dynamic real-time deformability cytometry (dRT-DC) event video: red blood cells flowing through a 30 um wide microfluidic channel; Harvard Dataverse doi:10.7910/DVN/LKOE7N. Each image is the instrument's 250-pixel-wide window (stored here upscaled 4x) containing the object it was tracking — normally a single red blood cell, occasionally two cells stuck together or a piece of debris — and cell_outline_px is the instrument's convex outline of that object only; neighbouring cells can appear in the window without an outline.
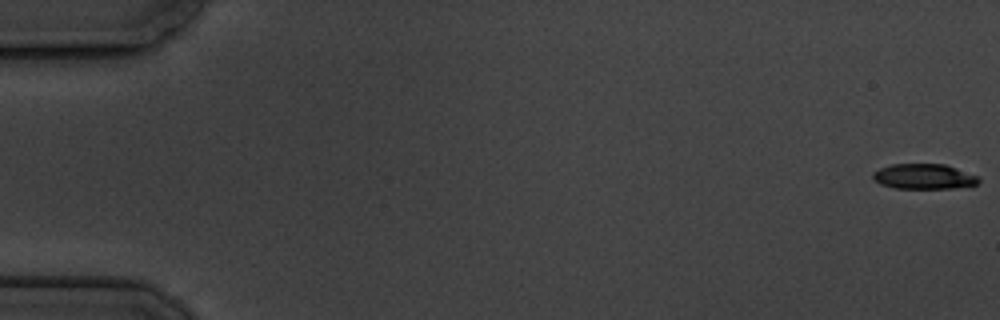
{"species": "common noctule bat (a hibernating species)", "species_latin": "Nyctalus noctula", "temperature_condition": "cold", "stored_images_in_passage": 7, "camera_frame_rate_fps": 3000, "um_per_image_px": 0.085, "animal": {"sex": "male", "body_mass_g": 19.5, "forearm_length_mm": 54.6}, "frame": {"image": 1, "passage_image": 1, "time_ms": 0.0, "image_size_px": [1000, 320], "cell_outline_px": [[980, 180], [972, 188], [892, 188], [880, 184], [872, 176], [872, 172], [880, 168], [892, 164], [944, 164], [980, 176]], "centroid_in_image_um": [78.59, 15.01], "position_along_channel_um": 6.4, "area_um2": 15.78}}
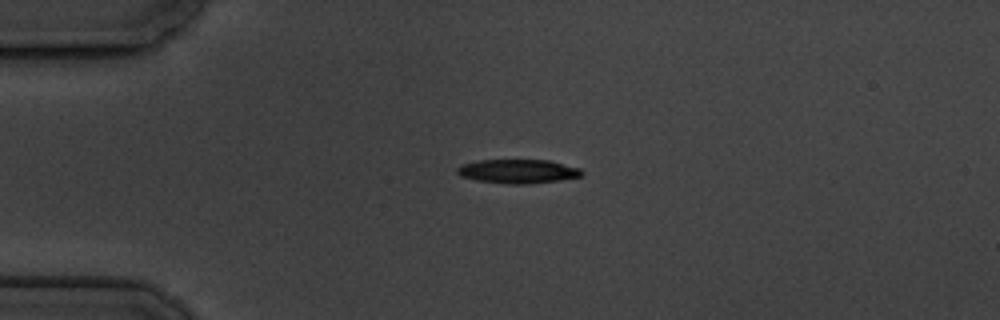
{"frame": {"image": 2, "passage_image": 5, "time_ms": 4.667, "image_size_px": [1000, 320], "cell_outline_px": [[584, 172], [580, 176], [560, 180], [524, 184], [508, 184], [476, 180], [460, 176], [456, 172], [456, 168], [460, 164], [480, 160], [548, 160], [580, 168]], "centroid_in_image_um": [43.98, 14.56], "position_along_channel_um": 41.0, "area_um2": 17.4}}
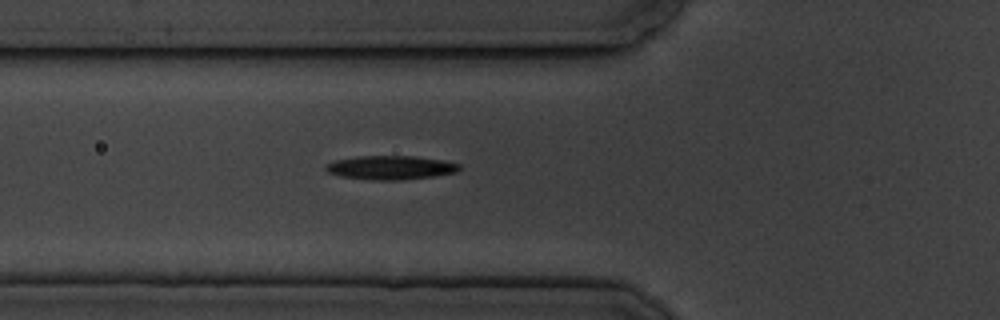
{"frame": {"image": 3, "passage_image": 7, "time_ms": 7.0, "image_size_px": [1000, 320], "cell_outline_px": [[460, 168], [456, 172], [432, 176], [400, 180], [372, 180], [340, 176], [328, 172], [324, 168], [324, 164], [336, 160], [360, 156], [416, 156], [444, 160], [460, 164]], "centroid_in_image_um": [33.18, 14.24], "position_along_channel_um": 92.6, "area_um2": 18.55}}